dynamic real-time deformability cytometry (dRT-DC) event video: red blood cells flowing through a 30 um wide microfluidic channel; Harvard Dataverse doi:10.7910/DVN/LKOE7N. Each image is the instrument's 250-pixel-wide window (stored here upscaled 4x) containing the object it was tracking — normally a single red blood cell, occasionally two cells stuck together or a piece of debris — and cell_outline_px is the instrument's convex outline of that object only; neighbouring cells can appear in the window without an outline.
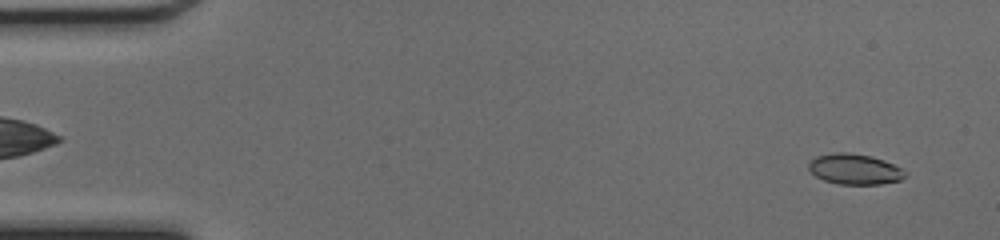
{"species": "common noctule bat (a hibernating species)", "species_latin": "Nyctalus noctula", "temperature_condition": "cold", "stored_images_in_passage": 47, "camera_frame_rate_fps": 3000, "um_per_image_px": 0.085, "animal": {"sex": "female", "body_mass_g": 17.0, "forearm_length_mm": 48.0}, "frame": {"image": 1, "passage_image": 2, "time_ms": 0.333, "image_size_px": [1000, 240], "cell_outline_px": [[908, 176], [900, 180], [880, 184], [840, 184], [824, 180], [816, 176], [808, 168], [808, 164], [816, 156], [836, 152], [848, 152], [872, 156], [884, 160], [908, 172]], "centroid_in_image_um": [72.67, 14.37], "position_along_channel_um": 12.3, "area_um2": 17.17}}
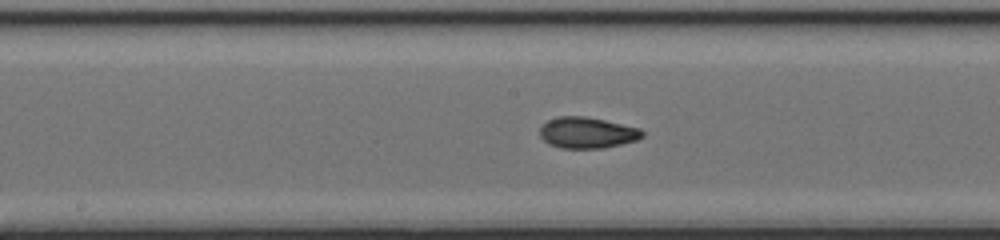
{"frame": {"image": 2, "passage_image": 24, "time_ms": 7.667, "image_size_px": [1000, 240], "cell_outline_px": [[644, 136], [636, 140], [604, 148], [560, 148], [548, 144], [540, 136], [540, 128], [548, 120], [560, 116], [584, 116], [604, 120], [640, 128], [644, 132]], "centroid_in_image_um": [49.9, 11.28], "position_along_channel_um": 198.3, "area_um2": 18.5}}
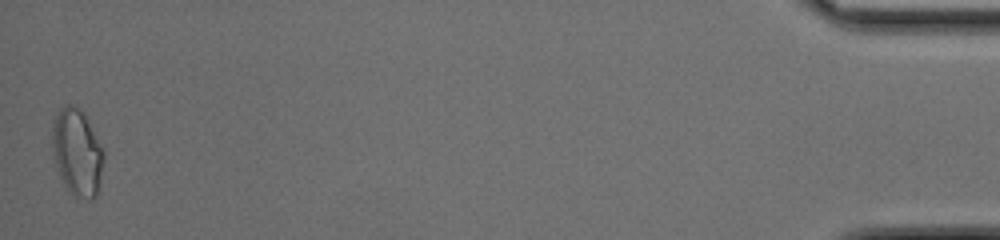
{"frame": {"image": 3, "passage_image": 47, "time_ms": 15.333, "image_size_px": [1000, 240], "cell_outline_px": [[104, 160], [96, 196], [92, 200], [72, 196], [64, 184], [60, 176], [56, 164], [52, 148], [52, 124], [60, 108], [68, 104], [72, 104], [80, 108], [84, 112], [104, 148]], "centroid_in_image_um": [6.57, 12.93], "position_along_channel_um": 428.6, "area_um2": 26.3}, "authors_computed_cell_mechanics": {"area_um2": 18.3226, "velocity_mm_per_s": 4.2854, "shape_relaxation_time_tau1_ms": 8.4544, "shape_relaxation_time_tau2_ms": 1.5509, "deformation_change_tau1": 0.2303, "deformation_change_tau2": 0.0554}}